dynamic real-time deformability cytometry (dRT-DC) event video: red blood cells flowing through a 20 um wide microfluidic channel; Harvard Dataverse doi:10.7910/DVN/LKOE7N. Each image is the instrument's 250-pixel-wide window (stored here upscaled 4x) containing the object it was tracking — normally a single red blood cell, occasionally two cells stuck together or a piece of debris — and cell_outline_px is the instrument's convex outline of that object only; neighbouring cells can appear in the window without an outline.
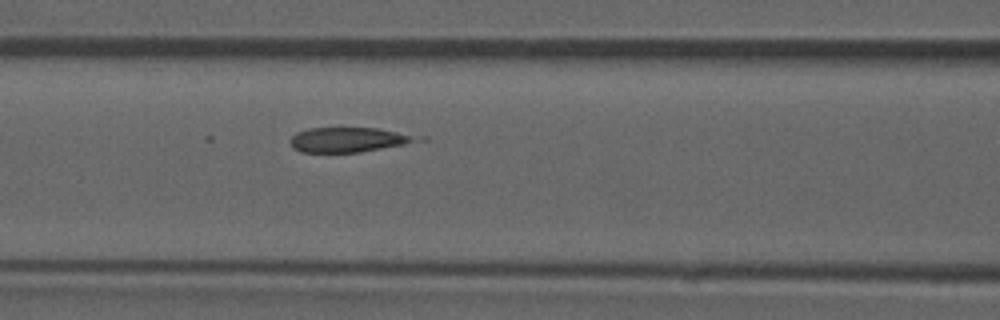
{"species": "common noctule bat (a hibernating species)", "species_latin": "Nyctalus noctula", "temperature_condition": "room temperature", "stored_images_in_passage": 30, "camera_frame_rate_fps": 3000, "um_per_image_px": 0.085, "animal": {"sex": "male", "forearm_length_mm": 52.5}, "frame": {"image": 1, "passage_image": 23, "time_ms": 7.333, "image_size_px": [1000, 320], "cell_outline_px": [[412, 140], [404, 144], [360, 152], [300, 152], [292, 148], [288, 140], [296, 132], [308, 128], [376, 128], [396, 132], [408, 136]], "centroid_in_image_um": [29.35, 11.88], "position_along_channel_um": 137.3, "area_um2": 17.57}}